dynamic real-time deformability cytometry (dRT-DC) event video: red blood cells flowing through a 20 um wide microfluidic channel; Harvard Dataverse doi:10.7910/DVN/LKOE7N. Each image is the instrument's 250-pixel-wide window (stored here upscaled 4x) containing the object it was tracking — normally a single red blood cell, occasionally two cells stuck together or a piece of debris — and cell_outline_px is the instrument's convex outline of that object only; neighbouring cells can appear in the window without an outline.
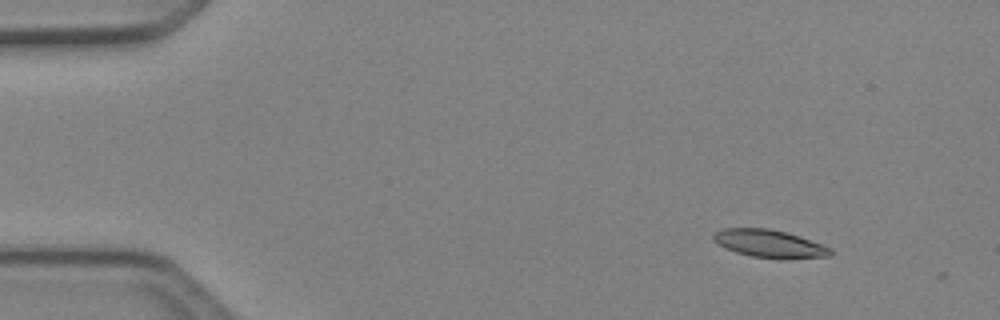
{"species": "Egyptian fruit bat (a non-hibernating species)", "species_latin": "Rousettus aegyptiacus", "temperature_condition": "cold", "stored_images_in_passage": 2, "camera_frame_rate_fps": 3000, "um_per_image_px": 0.085, "animal": {"sex": "female"}, "frame": {"image": 1, "passage_image": 1, "time_ms": 0.0, "image_size_px": [1000, 320], "cell_outline_px": [[832, 256], [784, 260], [780, 260], [752, 256], [736, 252], [712, 240], [712, 236], [716, 232], [724, 228], [768, 228], [800, 236], [832, 248]], "centroid_in_image_um": [65.46, 20.73], "position_along_channel_um": 19.5, "area_um2": 19.07}}